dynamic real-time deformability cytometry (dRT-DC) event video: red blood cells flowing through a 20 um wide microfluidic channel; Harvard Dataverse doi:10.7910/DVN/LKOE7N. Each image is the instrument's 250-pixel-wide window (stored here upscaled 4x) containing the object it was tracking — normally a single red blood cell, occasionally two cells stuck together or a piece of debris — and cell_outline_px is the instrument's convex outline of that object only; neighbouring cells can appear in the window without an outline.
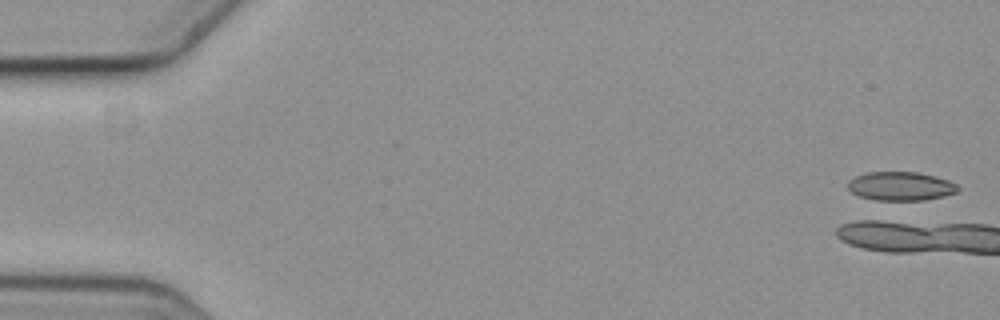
{"species": "common noctule bat (a hibernating species)", "species_latin": "Nyctalus noctula", "temperature_condition": "cold", "stored_images_in_passage": 3, "camera_frame_rate_fps": 3000, "um_per_image_px": 0.085, "animal": {"sex": "female", "body_mass_g": 19.3, "forearm_length_mm": 54.1}, "frame": {"image": 1, "passage_image": 1, "time_ms": 0.0, "image_size_px": [1000, 320], "cell_outline_px": [[960, 188], [956, 192], [944, 196], [924, 200], [876, 200], [860, 196], [852, 192], [848, 188], [848, 180], [856, 176], [868, 172], [916, 172], [936, 176], [948, 180], [956, 184]], "centroid_in_image_um": [76.56, 15.82], "position_along_channel_um": 8.4, "area_um2": 18.38}}